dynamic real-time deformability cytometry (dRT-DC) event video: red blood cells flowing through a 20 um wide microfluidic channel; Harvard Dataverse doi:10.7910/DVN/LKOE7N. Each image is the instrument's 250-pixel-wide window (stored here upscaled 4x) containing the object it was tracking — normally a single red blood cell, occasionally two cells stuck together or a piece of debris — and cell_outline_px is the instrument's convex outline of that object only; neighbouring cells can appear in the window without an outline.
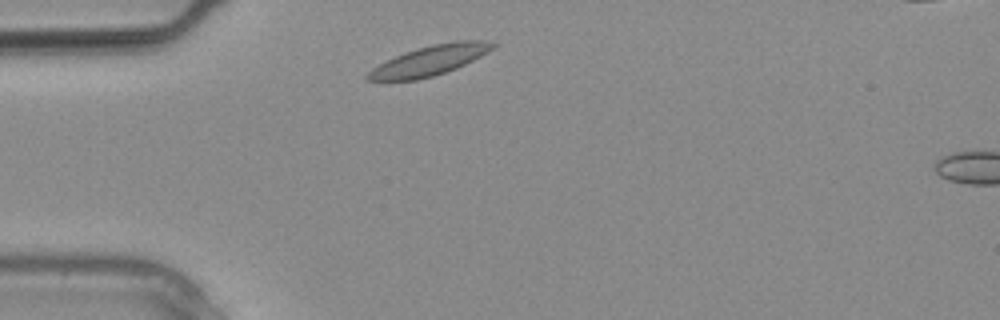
{"species": "common noctule bat (a hibernating species)", "species_latin": "Nyctalus noctula", "temperature_condition": "warm", "stored_images_in_passage": 4, "camera_frame_rate_fps": 3000, "um_per_image_px": 0.085, "animal": {"sex": "male", "body_mass_g": 20.4}, "frame": {"image": 1, "passage_image": 2, "time_ms": 0.333, "image_size_px": [1000, 320], "cell_outline_px": [[496, 44], [488, 52], [456, 68], [432, 76], [416, 80], [364, 80], [364, 76], [372, 68], [404, 52], [416, 48], [432, 44], [456, 40], [484, 40]], "centroid_in_image_um": [36.5, 5.13], "position_along_channel_um": 48.5, "area_um2": 21.5}}